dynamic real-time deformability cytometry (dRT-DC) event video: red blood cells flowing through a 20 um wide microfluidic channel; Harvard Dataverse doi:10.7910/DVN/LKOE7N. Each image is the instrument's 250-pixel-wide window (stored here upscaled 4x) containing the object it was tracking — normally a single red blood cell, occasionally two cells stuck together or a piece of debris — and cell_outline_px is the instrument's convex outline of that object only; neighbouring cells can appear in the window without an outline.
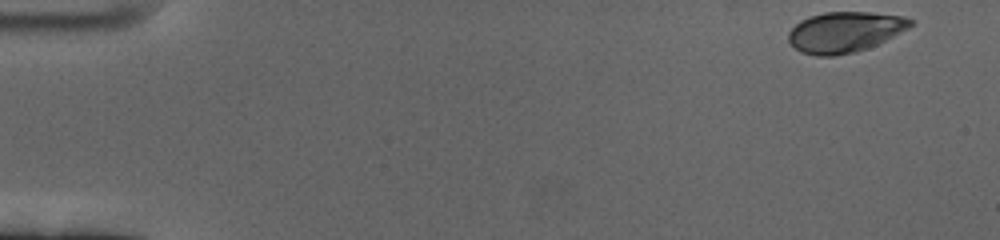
{"species": "human", "species_latin": "Homo sapiens", "temperature_condition": "cold", "stored_images_in_passage": 57, "camera_frame_rate_fps": 3000, "um_per_image_px": 0.085, "donor": {"sex": "female"}, "frame": {"image": 1, "passage_image": 1, "time_ms": 0.0, "image_size_px": [1000, 240], "cell_outline_px": [[916, 20], [908, 28], [868, 48], [856, 52], [832, 56], [816, 56], [800, 52], [788, 40], [788, 32], [800, 20], [808, 16], [824, 12], [868, 12], [904, 16]], "centroid_in_image_um": [71.79, 2.71], "position_along_channel_um": 13.2, "area_um2": 28.84}}
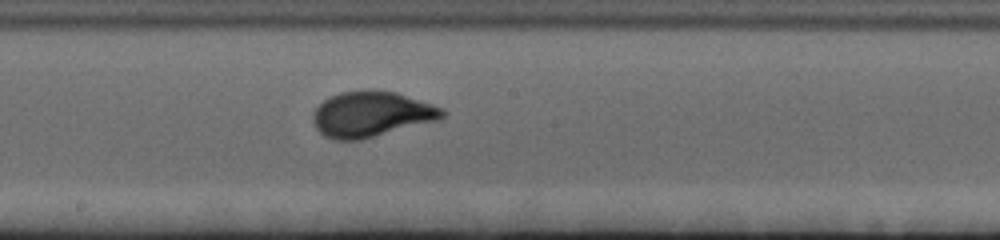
{"frame": {"image": 2, "passage_image": 31, "time_ms": 10.0, "image_size_px": [1000, 240], "cell_outline_px": [[448, 112], [444, 116], [436, 120], [360, 140], [336, 140], [324, 136], [316, 128], [312, 120], [312, 112], [324, 100], [340, 92], [368, 88], [396, 92], [444, 108]], "centroid_in_image_um": [31.55, 9.68], "position_along_channel_um": 216.7, "area_um2": 34.39}}
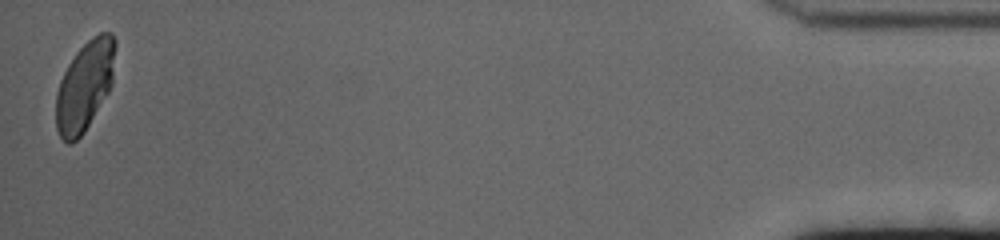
{"frame": {"image": 3, "passage_image": 57, "time_ms": 18.667, "image_size_px": [1000, 240], "cell_outline_px": [[116, 44], [112, 84], [108, 92], [84, 132], [72, 144], [68, 144], [60, 136], [56, 128], [56, 92], [60, 80], [68, 64], [76, 52], [92, 36], [100, 32], [112, 32], [116, 40]], "centroid_in_image_um": [7.21, 7.27], "position_along_channel_um": 428.0, "area_um2": 30.98}, "authors_computed_cell_mechanics": {"area_um2": 31.6166, "velocity_mm_per_s": 3.3983, "shape_relaxation_time_tau1_ms": 3.6117, "shape_relaxation_time_tau2_ms": null, "deformation_change_tau1": 0.172, "deformation_change_tau2": null}}